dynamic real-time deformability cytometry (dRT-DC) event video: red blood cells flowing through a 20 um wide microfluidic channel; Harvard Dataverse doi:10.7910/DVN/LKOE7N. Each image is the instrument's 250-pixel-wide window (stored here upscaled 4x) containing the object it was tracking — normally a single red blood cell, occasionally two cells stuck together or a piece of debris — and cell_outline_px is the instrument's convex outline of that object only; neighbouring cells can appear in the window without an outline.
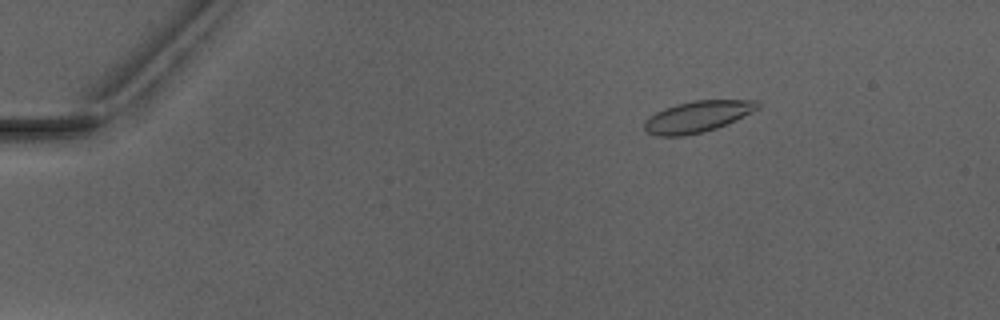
{"species": "Egyptian fruit bat (a non-hibernating species)", "species_latin": "Rousettus aegyptiacus", "temperature_condition": "warm", "stored_images_in_passage": 5, "camera_frame_rate_fps": 3000, "um_per_image_px": 0.085, "animal": {"sex": "male"}, "frame": {"image": 1, "passage_image": 2, "time_ms": 1.333, "image_size_px": [1000, 320], "cell_outline_px": [[760, 108], [736, 120], [716, 128], [704, 132], [684, 136], [656, 136], [648, 132], [644, 128], [644, 120], [648, 116], [664, 108], [676, 104], [692, 100], [756, 100], [760, 104]], "centroid_in_image_um": [59.27, 9.91], "position_along_channel_um": 25.7, "area_um2": 20.81}}